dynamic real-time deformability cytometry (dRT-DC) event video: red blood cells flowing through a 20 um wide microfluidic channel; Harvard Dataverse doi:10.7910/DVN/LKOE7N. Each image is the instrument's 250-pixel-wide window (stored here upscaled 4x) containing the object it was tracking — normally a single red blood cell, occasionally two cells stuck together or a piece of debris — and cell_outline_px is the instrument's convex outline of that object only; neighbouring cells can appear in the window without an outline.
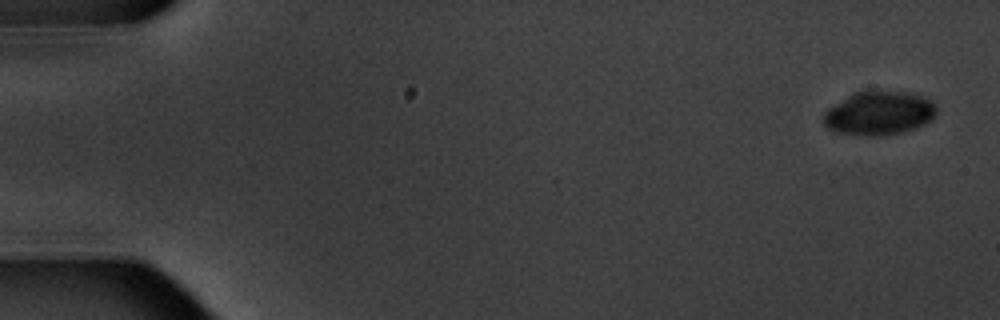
{"species": "common noctule bat (a hibernating species)", "species_latin": "Nyctalus noctula", "temperature_condition": "warm", "stored_images_in_passage": 5, "camera_frame_rate_fps": 3000, "um_per_image_px": 0.085, "animal": {"sex": "male", "body_mass_g": 20.1, "forearm_length_mm": 53.5}, "frame": {"image": 1, "passage_image": 1, "time_ms": 0.0, "image_size_px": [1000, 320], "cell_outline_px": [[936, 112], [932, 120], [916, 128], [900, 132], [880, 136], [864, 136], [836, 132], [828, 128], [820, 120], [824, 112], [828, 108], [852, 92], [904, 92], [920, 96], [932, 100], [936, 108]], "centroid_in_image_um": [74.67, 9.64], "position_along_channel_um": 10.3, "area_um2": 28.78}}